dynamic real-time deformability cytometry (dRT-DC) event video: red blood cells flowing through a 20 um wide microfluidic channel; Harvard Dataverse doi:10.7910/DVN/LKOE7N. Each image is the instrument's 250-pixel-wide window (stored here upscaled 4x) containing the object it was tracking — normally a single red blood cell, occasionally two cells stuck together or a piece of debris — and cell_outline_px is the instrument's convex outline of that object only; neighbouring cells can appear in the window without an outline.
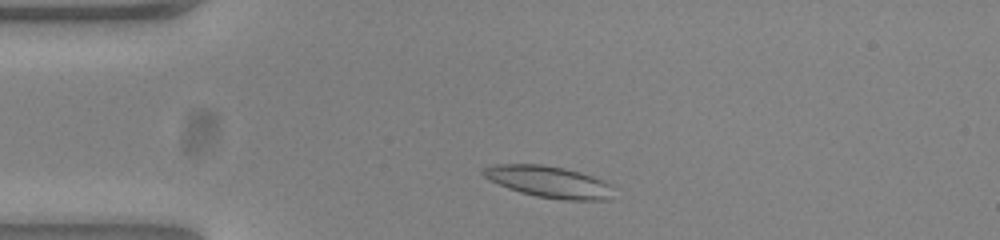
{"species": "common noctule bat (a hibernating species)", "species_latin": "Nyctalus noctula", "temperature_condition": "warm", "stored_images_in_passage": 47, "camera_frame_rate_fps": 3000, "um_per_image_px": 0.085, "animal": {"sex": "female", "body_mass_g": 23.0, "forearm_length_mm": 53.4}, "frame": {"image": 1, "passage_image": 4, "time_ms": 1.0, "image_size_px": [1000, 240], "cell_outline_px": [[612, 184], [608, 200], [564, 200], [536, 196], [520, 192], [508, 188], [484, 176], [480, 172], [484, 168], [496, 164], [544, 164], [564, 168], [580, 172], [604, 180]], "centroid_in_image_um": [46.66, 15.44], "position_along_channel_um": 38.3, "area_um2": 23.81}}
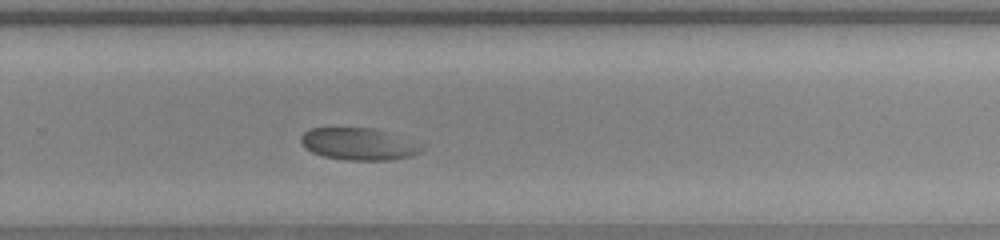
{"frame": {"image": 2, "passage_image": 28, "time_ms": 9.0, "image_size_px": [1000, 240], "cell_outline_px": [[428, 144], [420, 152], [408, 156], [388, 160], [344, 160], [324, 156], [312, 152], [304, 148], [300, 140], [300, 136], [308, 128], [372, 128]], "centroid_in_image_um": [30.51, 12.24], "position_along_channel_um": 299.3, "area_um2": 22.77}}
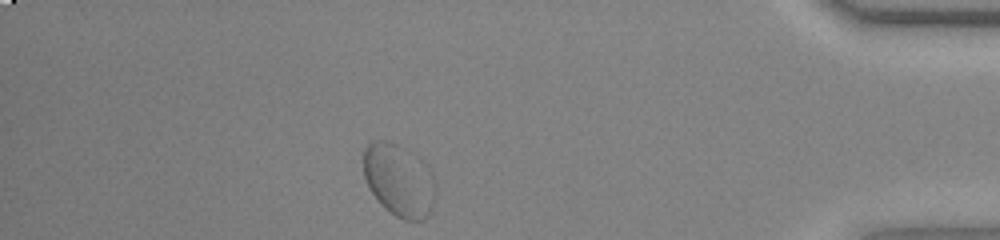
{"frame": {"image": 3, "passage_image": 40, "time_ms": 13.0, "image_size_px": [1000, 240], "cell_outline_px": [[432, 208], [428, 216], [424, 220], [404, 220], [396, 216], [384, 208], [380, 204], [372, 192], [364, 176], [364, 148], [372, 140], [388, 140], [408, 148], [428, 164], [432, 176]], "centroid_in_image_um": [33.89, 15.27], "position_along_channel_um": 401.3, "area_um2": 30.46}}